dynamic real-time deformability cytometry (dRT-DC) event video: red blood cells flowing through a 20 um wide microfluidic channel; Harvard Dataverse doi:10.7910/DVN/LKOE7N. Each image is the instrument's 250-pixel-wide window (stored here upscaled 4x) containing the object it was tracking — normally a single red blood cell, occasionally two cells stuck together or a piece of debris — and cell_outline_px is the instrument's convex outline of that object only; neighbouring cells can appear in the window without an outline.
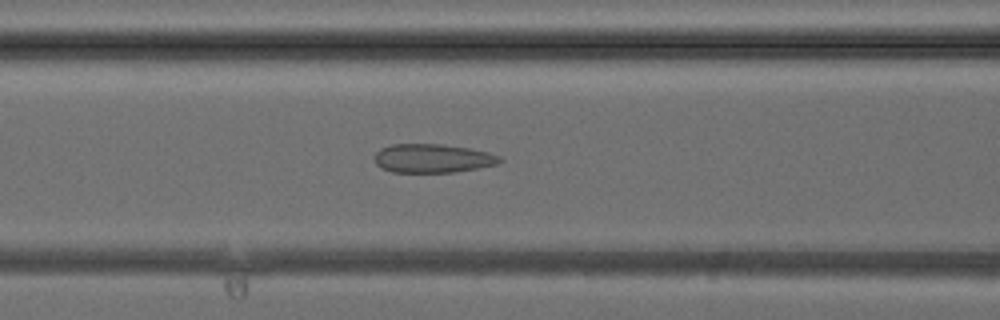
{"species": "common noctule bat (a hibernating species)", "species_latin": "Nyctalus noctula", "temperature_condition": "cold", "stored_images_in_passage": 36, "camera_frame_rate_fps": 3000, "um_per_image_px": 0.085, "animal": {"sex": "female", "body_mass_g": 24.6, "forearm_length_mm": 56.2}, "frame": {"image": 1, "passage_image": 12, "time_ms": 3.667, "image_size_px": [1000, 320], "cell_outline_px": [[504, 160], [500, 164], [452, 172], [392, 172], [380, 168], [376, 164], [372, 156], [380, 148], [392, 144], [444, 144], [468, 148], [488, 152], [500, 156]], "centroid_in_image_um": [36.75, 13.45], "position_along_channel_um": 129.9, "area_um2": 21.21}}
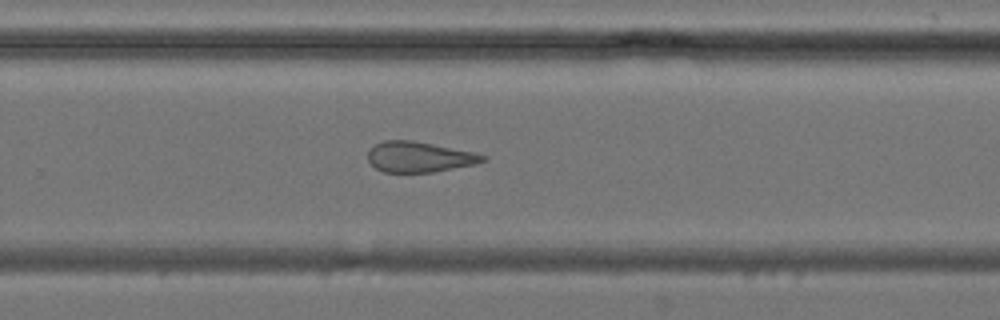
{"frame": {"image": 2, "passage_image": 22, "time_ms": 7.0, "image_size_px": [1000, 320], "cell_outline_px": [[488, 160], [476, 164], [432, 172], [384, 172], [376, 168], [368, 160], [368, 152], [376, 144], [384, 140], [412, 140], [472, 152], [488, 156]], "centroid_in_image_um": [35.65, 13.34], "position_along_channel_um": 294.1, "area_um2": 20.23}}
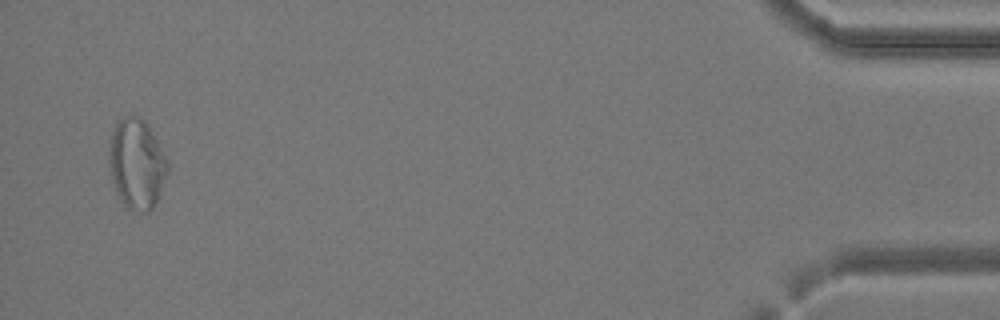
{"frame": {"image": 3, "passage_image": 35, "time_ms": 11.333, "image_size_px": [1000, 320], "cell_outline_px": [[168, 172], [160, 192], [152, 208], [148, 212], [140, 212], [128, 208], [120, 200], [116, 192], [112, 180], [108, 160], [108, 156], [112, 132], [116, 124], [124, 116], [136, 116], [144, 120], [148, 124], [168, 160]], "centroid_in_image_um": [11.62, 13.93], "position_along_channel_um": 423.6, "area_um2": 30.63}}